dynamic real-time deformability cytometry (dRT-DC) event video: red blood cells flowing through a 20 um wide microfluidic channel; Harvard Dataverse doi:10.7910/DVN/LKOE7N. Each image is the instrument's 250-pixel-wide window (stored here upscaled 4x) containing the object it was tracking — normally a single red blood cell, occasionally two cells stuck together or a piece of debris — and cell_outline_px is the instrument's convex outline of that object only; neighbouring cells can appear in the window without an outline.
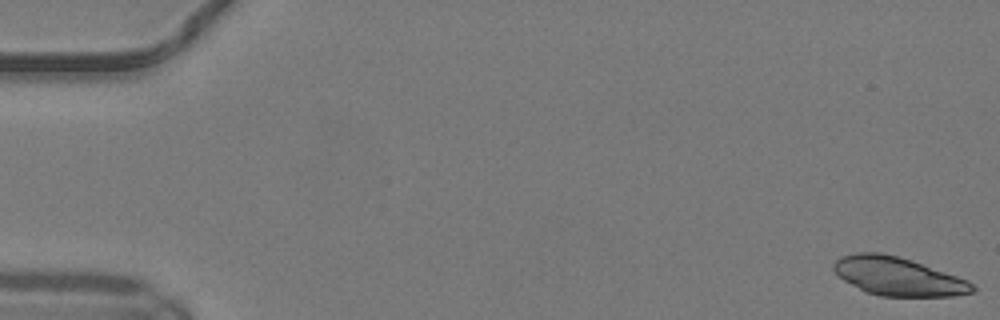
{"species": "common noctule bat (a hibernating species)", "species_latin": "Nyctalus noctula", "temperature_condition": "warm", "stored_images_in_passage": 16, "camera_frame_rate_fps": 3000, "um_per_image_px": 0.085, "animal": {"sex": "male", "body_mass_g": 19.2, "forearm_length_mm": 51.8}, "frame": {"image": 1, "passage_image": 1, "time_ms": 0.0, "image_size_px": [1000, 320], "cell_outline_px": [[976, 288], [972, 292], [952, 296], [880, 296], [868, 292], [844, 280], [832, 268], [832, 264], [840, 256], [856, 252], [880, 252], [896, 256], [968, 280]], "centroid_in_image_um": [76.29, 23.49], "position_along_channel_um": 8.7, "area_um2": 30.4}}